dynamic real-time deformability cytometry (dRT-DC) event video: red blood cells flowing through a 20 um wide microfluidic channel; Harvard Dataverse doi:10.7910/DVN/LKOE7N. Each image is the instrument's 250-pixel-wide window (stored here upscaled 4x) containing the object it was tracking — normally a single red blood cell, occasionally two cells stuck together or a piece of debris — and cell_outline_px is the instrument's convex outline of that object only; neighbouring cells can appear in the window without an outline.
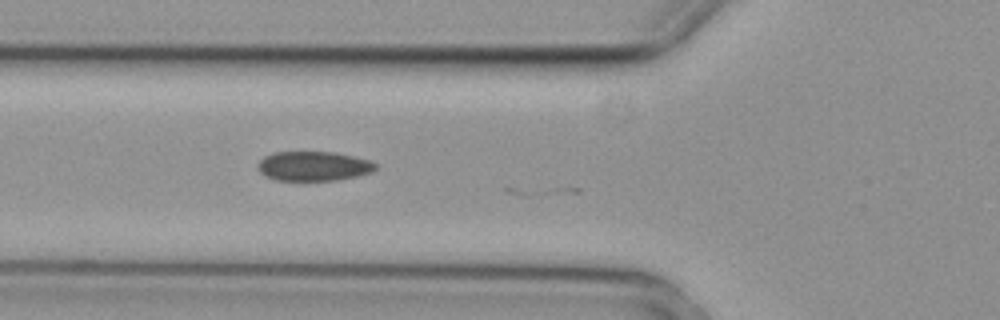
{"species": "common noctule bat (a hibernating species)", "species_latin": "Nyctalus noctula", "temperature_condition": "cold", "stored_images_in_passage": 5, "camera_frame_rate_fps": 3000, "um_per_image_px": 0.085, "animal": {"sex": "female", "body_mass_g": 29.2, "forearm_length_mm": 56.3}, "frame": {"image": 1, "passage_image": 5, "time_ms": 1.333, "image_size_px": [1000, 320], "cell_outline_px": [[376, 168], [372, 172], [356, 176], [336, 180], [276, 180], [264, 176], [256, 168], [256, 164], [264, 156], [276, 152], [336, 152], [368, 160], [376, 164]], "centroid_in_image_um": [26.6, 14.12], "position_along_channel_um": 99.2, "area_um2": 20.23}}